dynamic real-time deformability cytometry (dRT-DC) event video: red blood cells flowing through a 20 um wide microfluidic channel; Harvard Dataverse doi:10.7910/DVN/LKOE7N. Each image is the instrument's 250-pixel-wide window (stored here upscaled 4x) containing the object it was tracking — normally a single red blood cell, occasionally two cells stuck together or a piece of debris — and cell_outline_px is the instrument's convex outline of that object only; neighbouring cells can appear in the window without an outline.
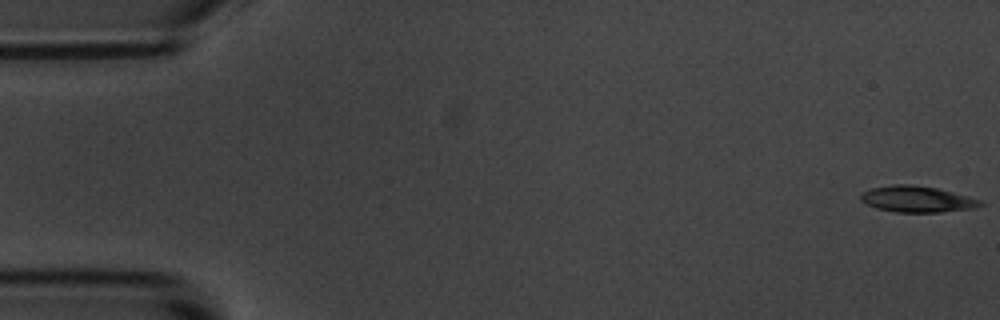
{"species": "common noctule bat (a hibernating species)", "species_latin": "Nyctalus noctula", "temperature_condition": "room temperature", "stored_images_in_passage": 55, "camera_frame_rate_fps": 3000, "um_per_image_px": 0.085, "animal": {"sex": "male", "body_mass_g": 20.1, "forearm_length_mm": 53.5}, "frame": {"image": 1, "passage_image": 1, "time_ms": 0.0, "image_size_px": [1000, 320], "cell_outline_px": [[984, 204], [976, 208], [940, 212], [896, 212], [876, 208], [860, 200], [860, 192], [872, 188], [892, 184], [908, 184], [936, 188], [984, 200]], "centroid_in_image_um": [77.96, 16.93], "position_along_channel_um": 7.0, "area_um2": 18.32}}
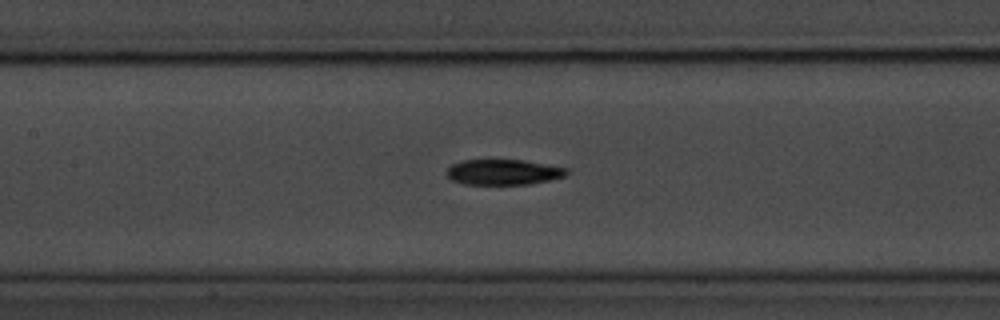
{"frame": {"image": 2, "passage_image": 25, "time_ms": 8.0, "image_size_px": [1000, 320], "cell_outline_px": [[568, 172], [564, 176], [552, 180], [528, 184], [464, 184], [452, 180], [444, 172], [452, 164], [464, 160], [524, 160], [568, 168]], "centroid_in_image_um": [42.79, 14.63], "position_along_channel_um": 164.6, "area_um2": 17.8}}
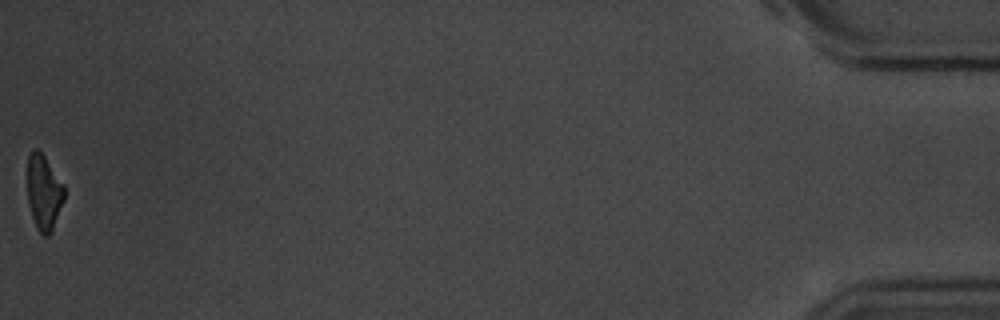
{"frame": {"image": 3, "passage_image": 55, "time_ms": 18.0, "image_size_px": [1000, 320], "cell_outline_px": [[64, 200], [52, 232], [48, 236], [44, 236], [36, 228], [28, 204], [28, 156], [32, 148], [36, 148], [44, 156], [64, 184]], "centroid_in_image_um": [3.73, 16.37], "position_along_channel_um": 431.5, "area_um2": 16.18}, "authors_computed_cell_mechanics": {"area_um2": 18.1492, "velocity_mm_per_s": 3.6727, "shape_relaxation_time_tau1_ms": 3.2594, "shape_relaxation_time_tau2_ms": null, "deformation_change_tau1": 0.1734, "deformation_change_tau2": null}}